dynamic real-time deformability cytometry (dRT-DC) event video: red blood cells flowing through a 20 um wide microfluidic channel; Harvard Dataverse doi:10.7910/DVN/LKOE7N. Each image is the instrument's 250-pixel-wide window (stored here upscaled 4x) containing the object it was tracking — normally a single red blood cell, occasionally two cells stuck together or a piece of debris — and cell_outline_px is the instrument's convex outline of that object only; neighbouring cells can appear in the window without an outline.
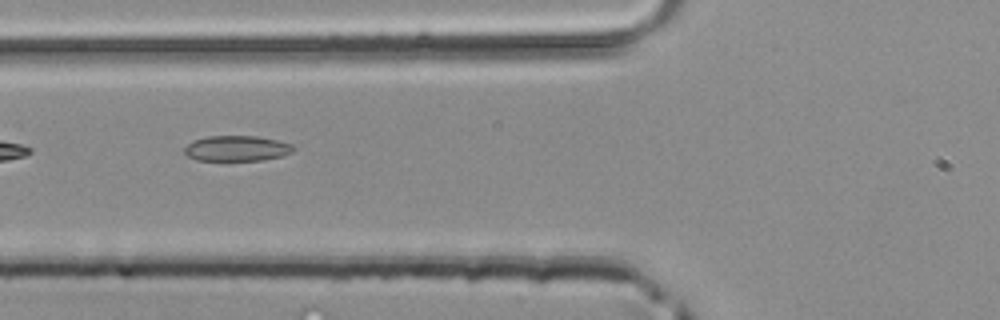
{"species": "common noctule bat (a hibernating species)", "species_latin": "Nyctalus noctula", "temperature_condition": "room temperature", "stored_images_in_passage": 4, "camera_frame_rate_fps": 3000, "um_per_image_px": 0.085, "animal": {"sex": "male", "body_mass_g": 20.4}, "frame": {"image": 1, "passage_image": 4, "time_ms": 1.0, "image_size_px": [1000, 320], "cell_outline_px": [[296, 148], [292, 152], [280, 156], [264, 160], [196, 160], [188, 156], [184, 152], [184, 148], [192, 140], [208, 136], [256, 136], [276, 140], [292, 144]], "centroid_in_image_um": [20.12, 12.61], "position_along_channel_um": 105.7, "area_um2": 16.13}}